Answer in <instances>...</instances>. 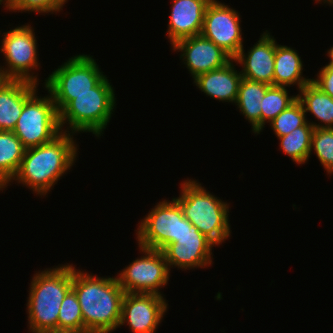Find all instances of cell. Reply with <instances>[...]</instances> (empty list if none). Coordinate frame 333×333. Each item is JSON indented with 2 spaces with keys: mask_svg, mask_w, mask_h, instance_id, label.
Masks as SVG:
<instances>
[{
  "mask_svg": "<svg viewBox=\"0 0 333 333\" xmlns=\"http://www.w3.org/2000/svg\"><path fill=\"white\" fill-rule=\"evenodd\" d=\"M72 290L80 303L83 333H112L119 327L125 291L117 277H98L72 264Z\"/></svg>",
  "mask_w": 333,
  "mask_h": 333,
  "instance_id": "6da1fadb",
  "label": "cell"
},
{
  "mask_svg": "<svg viewBox=\"0 0 333 333\" xmlns=\"http://www.w3.org/2000/svg\"><path fill=\"white\" fill-rule=\"evenodd\" d=\"M71 132H61L52 141L25 150L20 168L12 179L37 195L45 196L76 162L77 144Z\"/></svg>",
  "mask_w": 333,
  "mask_h": 333,
  "instance_id": "7a4b0ae2",
  "label": "cell"
},
{
  "mask_svg": "<svg viewBox=\"0 0 333 333\" xmlns=\"http://www.w3.org/2000/svg\"><path fill=\"white\" fill-rule=\"evenodd\" d=\"M30 284L26 304L29 331H58L59 309L64 297L72 289V264L38 271Z\"/></svg>",
  "mask_w": 333,
  "mask_h": 333,
  "instance_id": "3957f363",
  "label": "cell"
},
{
  "mask_svg": "<svg viewBox=\"0 0 333 333\" xmlns=\"http://www.w3.org/2000/svg\"><path fill=\"white\" fill-rule=\"evenodd\" d=\"M180 186L179 197L173 199L184 217L215 245L222 244L231 234L229 204L212 195L196 179L188 178Z\"/></svg>",
  "mask_w": 333,
  "mask_h": 333,
  "instance_id": "277c9868",
  "label": "cell"
},
{
  "mask_svg": "<svg viewBox=\"0 0 333 333\" xmlns=\"http://www.w3.org/2000/svg\"><path fill=\"white\" fill-rule=\"evenodd\" d=\"M110 83L105 76L91 92L72 95V100L59 112L61 131L92 132L100 137L116 106L115 90ZM65 123L67 129L63 128Z\"/></svg>",
  "mask_w": 333,
  "mask_h": 333,
  "instance_id": "5b68a950",
  "label": "cell"
},
{
  "mask_svg": "<svg viewBox=\"0 0 333 333\" xmlns=\"http://www.w3.org/2000/svg\"><path fill=\"white\" fill-rule=\"evenodd\" d=\"M93 56L79 54L69 58L47 77L44 87L50 93L58 113L72 95L91 92L104 75Z\"/></svg>",
  "mask_w": 333,
  "mask_h": 333,
  "instance_id": "8992f818",
  "label": "cell"
},
{
  "mask_svg": "<svg viewBox=\"0 0 333 333\" xmlns=\"http://www.w3.org/2000/svg\"><path fill=\"white\" fill-rule=\"evenodd\" d=\"M37 92L25 101L13 130L26 149L46 144L62 132L59 113L50 93L39 97Z\"/></svg>",
  "mask_w": 333,
  "mask_h": 333,
  "instance_id": "52a82bcc",
  "label": "cell"
},
{
  "mask_svg": "<svg viewBox=\"0 0 333 333\" xmlns=\"http://www.w3.org/2000/svg\"><path fill=\"white\" fill-rule=\"evenodd\" d=\"M138 224V245L149 249L162 251L186 232V218L173 198L158 202Z\"/></svg>",
  "mask_w": 333,
  "mask_h": 333,
  "instance_id": "ba28073f",
  "label": "cell"
},
{
  "mask_svg": "<svg viewBox=\"0 0 333 333\" xmlns=\"http://www.w3.org/2000/svg\"><path fill=\"white\" fill-rule=\"evenodd\" d=\"M0 52L7 67H2L12 80H24L39 85L37 75L32 71L40 68L37 40L31 25L17 26L3 33Z\"/></svg>",
  "mask_w": 333,
  "mask_h": 333,
  "instance_id": "9c48e42d",
  "label": "cell"
},
{
  "mask_svg": "<svg viewBox=\"0 0 333 333\" xmlns=\"http://www.w3.org/2000/svg\"><path fill=\"white\" fill-rule=\"evenodd\" d=\"M144 255L133 260L116 276L125 293H154L168 284L170 270L161 250L139 246Z\"/></svg>",
  "mask_w": 333,
  "mask_h": 333,
  "instance_id": "30bf717a",
  "label": "cell"
},
{
  "mask_svg": "<svg viewBox=\"0 0 333 333\" xmlns=\"http://www.w3.org/2000/svg\"><path fill=\"white\" fill-rule=\"evenodd\" d=\"M235 9L212 0L205 11L201 34L222 48L232 58L243 45L240 14Z\"/></svg>",
  "mask_w": 333,
  "mask_h": 333,
  "instance_id": "8fae6325",
  "label": "cell"
},
{
  "mask_svg": "<svg viewBox=\"0 0 333 333\" xmlns=\"http://www.w3.org/2000/svg\"><path fill=\"white\" fill-rule=\"evenodd\" d=\"M167 310L163 295L125 293L119 327L126 324L132 333H155Z\"/></svg>",
  "mask_w": 333,
  "mask_h": 333,
  "instance_id": "7c38bea8",
  "label": "cell"
},
{
  "mask_svg": "<svg viewBox=\"0 0 333 333\" xmlns=\"http://www.w3.org/2000/svg\"><path fill=\"white\" fill-rule=\"evenodd\" d=\"M216 246L186 219V232L163 250L169 270L206 268L213 264L212 247ZM206 266V267H205Z\"/></svg>",
  "mask_w": 333,
  "mask_h": 333,
  "instance_id": "4fadbf2b",
  "label": "cell"
},
{
  "mask_svg": "<svg viewBox=\"0 0 333 333\" xmlns=\"http://www.w3.org/2000/svg\"><path fill=\"white\" fill-rule=\"evenodd\" d=\"M172 48L181 52L180 59L182 58L193 80L201 74L225 66L233 59L202 34L181 39L172 45Z\"/></svg>",
  "mask_w": 333,
  "mask_h": 333,
  "instance_id": "5bb4252c",
  "label": "cell"
},
{
  "mask_svg": "<svg viewBox=\"0 0 333 333\" xmlns=\"http://www.w3.org/2000/svg\"><path fill=\"white\" fill-rule=\"evenodd\" d=\"M260 37L246 54L242 47L233 59L242 66V78L273 86L275 38L267 30Z\"/></svg>",
  "mask_w": 333,
  "mask_h": 333,
  "instance_id": "9a60e30c",
  "label": "cell"
},
{
  "mask_svg": "<svg viewBox=\"0 0 333 333\" xmlns=\"http://www.w3.org/2000/svg\"><path fill=\"white\" fill-rule=\"evenodd\" d=\"M211 1L172 0L167 30L171 46L181 39L201 34L205 11Z\"/></svg>",
  "mask_w": 333,
  "mask_h": 333,
  "instance_id": "2e32d148",
  "label": "cell"
},
{
  "mask_svg": "<svg viewBox=\"0 0 333 333\" xmlns=\"http://www.w3.org/2000/svg\"><path fill=\"white\" fill-rule=\"evenodd\" d=\"M232 59L225 66L199 75L195 85L215 100L236 103L242 75L236 70Z\"/></svg>",
  "mask_w": 333,
  "mask_h": 333,
  "instance_id": "e0dca14e",
  "label": "cell"
},
{
  "mask_svg": "<svg viewBox=\"0 0 333 333\" xmlns=\"http://www.w3.org/2000/svg\"><path fill=\"white\" fill-rule=\"evenodd\" d=\"M38 85L24 80L10 79L0 88V131H13L25 101Z\"/></svg>",
  "mask_w": 333,
  "mask_h": 333,
  "instance_id": "ac0fdd59",
  "label": "cell"
},
{
  "mask_svg": "<svg viewBox=\"0 0 333 333\" xmlns=\"http://www.w3.org/2000/svg\"><path fill=\"white\" fill-rule=\"evenodd\" d=\"M302 71L303 61L297 50L277 44L275 40L273 86L290 87L295 84L300 90L312 81L311 78H304Z\"/></svg>",
  "mask_w": 333,
  "mask_h": 333,
  "instance_id": "d6986e66",
  "label": "cell"
},
{
  "mask_svg": "<svg viewBox=\"0 0 333 333\" xmlns=\"http://www.w3.org/2000/svg\"><path fill=\"white\" fill-rule=\"evenodd\" d=\"M270 85L253 81L247 78H242L236 106L240 113L243 114L246 120L251 124L254 134L261 132V105L260 102L264 97L266 90Z\"/></svg>",
  "mask_w": 333,
  "mask_h": 333,
  "instance_id": "ffe728a7",
  "label": "cell"
},
{
  "mask_svg": "<svg viewBox=\"0 0 333 333\" xmlns=\"http://www.w3.org/2000/svg\"><path fill=\"white\" fill-rule=\"evenodd\" d=\"M297 96L305 113L310 112L317 121H320L318 124L310 122L313 128H333V98L324 93L312 81L302 87Z\"/></svg>",
  "mask_w": 333,
  "mask_h": 333,
  "instance_id": "44dd1931",
  "label": "cell"
},
{
  "mask_svg": "<svg viewBox=\"0 0 333 333\" xmlns=\"http://www.w3.org/2000/svg\"><path fill=\"white\" fill-rule=\"evenodd\" d=\"M26 148L13 131H0V190L17 174Z\"/></svg>",
  "mask_w": 333,
  "mask_h": 333,
  "instance_id": "7402d4cb",
  "label": "cell"
},
{
  "mask_svg": "<svg viewBox=\"0 0 333 333\" xmlns=\"http://www.w3.org/2000/svg\"><path fill=\"white\" fill-rule=\"evenodd\" d=\"M313 130V126L307 122L304 126L294 129L291 133L277 137L280 140V149L298 165L306 163L312 154Z\"/></svg>",
  "mask_w": 333,
  "mask_h": 333,
  "instance_id": "603a6c76",
  "label": "cell"
},
{
  "mask_svg": "<svg viewBox=\"0 0 333 333\" xmlns=\"http://www.w3.org/2000/svg\"><path fill=\"white\" fill-rule=\"evenodd\" d=\"M287 87L270 86L260 102L261 105V132L265 123H270L282 111L293 104L297 95L289 96Z\"/></svg>",
  "mask_w": 333,
  "mask_h": 333,
  "instance_id": "cb8c5ba5",
  "label": "cell"
},
{
  "mask_svg": "<svg viewBox=\"0 0 333 333\" xmlns=\"http://www.w3.org/2000/svg\"><path fill=\"white\" fill-rule=\"evenodd\" d=\"M58 331L83 333V316L80 303L72 289L66 294L60 306Z\"/></svg>",
  "mask_w": 333,
  "mask_h": 333,
  "instance_id": "d4e9b609",
  "label": "cell"
},
{
  "mask_svg": "<svg viewBox=\"0 0 333 333\" xmlns=\"http://www.w3.org/2000/svg\"><path fill=\"white\" fill-rule=\"evenodd\" d=\"M306 116L302 103L297 99L269 124L275 135L282 137L291 133L294 129L304 126L308 122Z\"/></svg>",
  "mask_w": 333,
  "mask_h": 333,
  "instance_id": "484cf974",
  "label": "cell"
},
{
  "mask_svg": "<svg viewBox=\"0 0 333 333\" xmlns=\"http://www.w3.org/2000/svg\"><path fill=\"white\" fill-rule=\"evenodd\" d=\"M313 150L328 175L333 174V128H314L311 152Z\"/></svg>",
  "mask_w": 333,
  "mask_h": 333,
  "instance_id": "4316f807",
  "label": "cell"
},
{
  "mask_svg": "<svg viewBox=\"0 0 333 333\" xmlns=\"http://www.w3.org/2000/svg\"><path fill=\"white\" fill-rule=\"evenodd\" d=\"M68 0H13L10 4L12 12L53 13L60 12Z\"/></svg>",
  "mask_w": 333,
  "mask_h": 333,
  "instance_id": "83f0119b",
  "label": "cell"
},
{
  "mask_svg": "<svg viewBox=\"0 0 333 333\" xmlns=\"http://www.w3.org/2000/svg\"><path fill=\"white\" fill-rule=\"evenodd\" d=\"M312 82L333 98V63L329 62V64L323 66L317 73V78H312Z\"/></svg>",
  "mask_w": 333,
  "mask_h": 333,
  "instance_id": "f1b7e54d",
  "label": "cell"
},
{
  "mask_svg": "<svg viewBox=\"0 0 333 333\" xmlns=\"http://www.w3.org/2000/svg\"><path fill=\"white\" fill-rule=\"evenodd\" d=\"M10 79L6 76L2 66L0 65V88L9 81Z\"/></svg>",
  "mask_w": 333,
  "mask_h": 333,
  "instance_id": "f546056e",
  "label": "cell"
},
{
  "mask_svg": "<svg viewBox=\"0 0 333 333\" xmlns=\"http://www.w3.org/2000/svg\"><path fill=\"white\" fill-rule=\"evenodd\" d=\"M4 4L5 9L10 10V1L9 0H0V5Z\"/></svg>",
  "mask_w": 333,
  "mask_h": 333,
  "instance_id": "4dcf8cb0",
  "label": "cell"
},
{
  "mask_svg": "<svg viewBox=\"0 0 333 333\" xmlns=\"http://www.w3.org/2000/svg\"><path fill=\"white\" fill-rule=\"evenodd\" d=\"M327 53V56L330 58V62L333 63V46L329 50H327Z\"/></svg>",
  "mask_w": 333,
  "mask_h": 333,
  "instance_id": "1f68e13d",
  "label": "cell"
},
{
  "mask_svg": "<svg viewBox=\"0 0 333 333\" xmlns=\"http://www.w3.org/2000/svg\"><path fill=\"white\" fill-rule=\"evenodd\" d=\"M317 3H319V1L322 3V1H323V3L325 4V3H327V4H329L330 6L332 5L333 6V0H315Z\"/></svg>",
  "mask_w": 333,
  "mask_h": 333,
  "instance_id": "d6a6232c",
  "label": "cell"
},
{
  "mask_svg": "<svg viewBox=\"0 0 333 333\" xmlns=\"http://www.w3.org/2000/svg\"><path fill=\"white\" fill-rule=\"evenodd\" d=\"M43 333H77V332H66V331H49V332H43Z\"/></svg>",
  "mask_w": 333,
  "mask_h": 333,
  "instance_id": "836d02e7",
  "label": "cell"
}]
</instances>
